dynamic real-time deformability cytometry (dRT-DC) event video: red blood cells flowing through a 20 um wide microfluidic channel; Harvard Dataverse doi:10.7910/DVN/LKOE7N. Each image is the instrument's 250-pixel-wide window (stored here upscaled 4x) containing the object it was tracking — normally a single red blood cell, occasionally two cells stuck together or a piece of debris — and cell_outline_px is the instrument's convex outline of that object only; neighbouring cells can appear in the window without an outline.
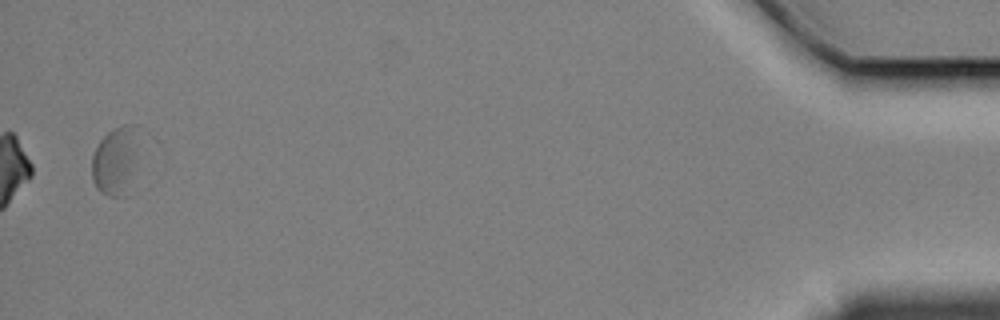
{"species": "Egyptian fruit bat (a non-hibernating species)", "species_latin": "Rousettus aegyptiacus", "temperature_condition": "cold", "stored_images_in_passage": 54, "camera_frame_rate_fps": 3000, "um_per_image_px": 0.085, "animal": {"sex": "female"}, "frame": {"image": 1, "passage_image": 54, "time_ms": 17.667, "image_size_px": [1000, 320], "cell_outline_px": [[136, 124], [124, 196], [108, 196], [100, 192], [96, 188], [92, 176], [92, 156], [100, 140], [112, 128], [124, 124]], "centroid_in_image_um": [9.64, 13.63], "position_along_channel_um": 425.6, "area_um2": 16.65}}